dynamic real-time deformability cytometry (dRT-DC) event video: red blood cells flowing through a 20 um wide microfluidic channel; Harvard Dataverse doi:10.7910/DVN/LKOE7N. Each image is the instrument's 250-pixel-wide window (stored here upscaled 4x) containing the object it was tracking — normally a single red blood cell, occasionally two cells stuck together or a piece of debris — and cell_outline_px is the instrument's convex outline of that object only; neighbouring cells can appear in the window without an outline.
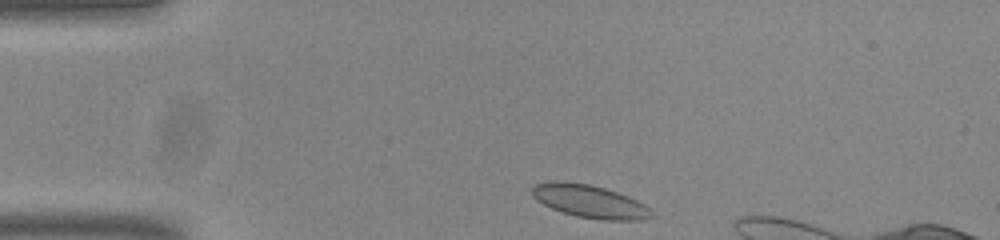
{"species": "common noctule bat (a hibernating species)", "species_latin": "Nyctalus noctula", "temperature_condition": "room temperature", "stored_images_in_passage": 45, "camera_frame_rate_fps": 3000, "um_per_image_px": 0.085, "animal": {"sex": "male", "body_mass_g": 20.0, "forearm_length_mm": 53.3}, "frame": {"image": 1, "passage_image": 1, "time_ms": 0.0, "image_size_px": [1000, 240], "cell_outline_px": [[656, 216], [644, 220], [600, 220], [576, 216], [552, 208], [536, 200], [532, 196], [532, 188], [536, 184], [552, 180], [556, 180], [588, 184], [604, 188], [628, 196], [644, 204]], "centroid_in_image_um": [50.14, 17.12], "position_along_channel_um": 34.9, "area_um2": 22.89}}
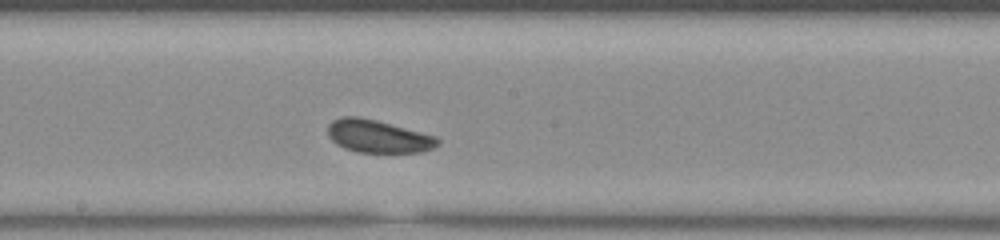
{"frame": {"image": 2, "passage_image": 19, "time_ms": 6.0, "image_size_px": [1000, 240], "cell_outline_px": [[440, 144], [436, 148], [424, 152], [356, 152], [344, 148], [336, 144], [328, 136], [328, 124], [332, 120], [340, 116], [360, 116], [376, 120], [436, 136], [440, 140]], "centroid_in_image_um": [32.14, 11.59], "position_along_channel_um": 216.1, "area_um2": 21.21}}
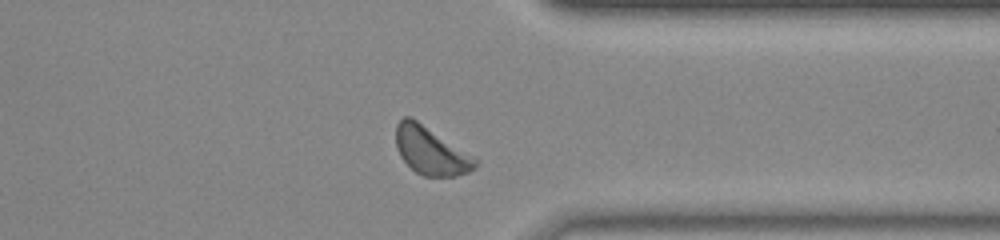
{"frame": {"image": 3, "passage_image": 32, "time_ms": 10.333, "image_size_px": [1000, 240], "cell_outline_px": [[480, 164], [476, 168], [468, 172], [456, 176], [424, 176], [416, 172], [400, 156], [396, 148], [396, 124], [404, 116], [408, 116], [416, 120], [480, 160]], "centroid_in_image_um": [36.64, 12.83], "position_along_channel_um": 374.8, "area_um2": 21.96}, "authors_computed_cell_mechanics": {"area_um2": 21.097, "velocity_mm_per_s": 3.7549, "shape_relaxation_time_tau1_ms": 1.1227, "shape_relaxation_time_tau2_ms": 4.0329, "deformation_change_tau1": 0.0451, "deformation_change_tau2": 0.0712}}